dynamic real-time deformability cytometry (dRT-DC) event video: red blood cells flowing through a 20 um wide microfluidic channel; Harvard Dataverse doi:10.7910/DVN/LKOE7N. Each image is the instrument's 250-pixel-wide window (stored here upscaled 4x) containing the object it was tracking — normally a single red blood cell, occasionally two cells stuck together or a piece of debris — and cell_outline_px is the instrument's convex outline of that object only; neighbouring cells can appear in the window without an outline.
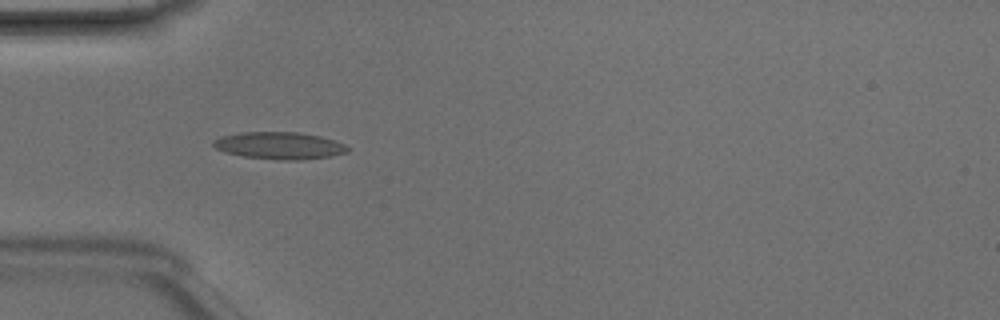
{"species": "Egyptian fruit bat (a non-hibernating species)", "species_latin": "Rousettus aegyptiacus", "temperature_condition": "room temperature", "stored_images_in_passage": 48, "camera_frame_rate_fps": 3000, "um_per_image_px": 0.085, "animal": {"sex": "male"}, "frame": {"image": 1, "passage_image": 15, "time_ms": 4.667, "image_size_px": [1000, 320], "cell_outline_px": [[352, 148], [348, 152], [328, 156], [300, 160], [276, 160], [244, 156], [224, 152], [216, 148], [212, 144], [212, 140], [220, 136], [240, 132], [300, 132], [320, 136], [344, 144]], "centroid_in_image_um": [23.73, 12.37], "position_along_channel_um": 61.3, "area_um2": 21.33}}
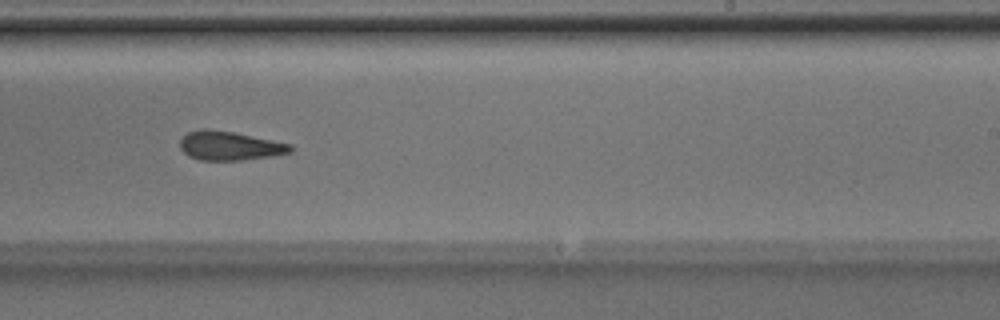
{"frame": {"image": 2, "passage_image": 30, "time_ms": 9.667, "image_size_px": [1000, 320], "cell_outline_px": [[292, 152], [272, 156], [244, 160], [200, 160], [188, 156], [180, 148], [180, 140], [188, 132], [204, 128], [208, 128], [232, 132], [292, 144]], "centroid_in_image_um": [19.51, 12.39], "position_along_channel_um": 269.5, "area_um2": 18.61}}
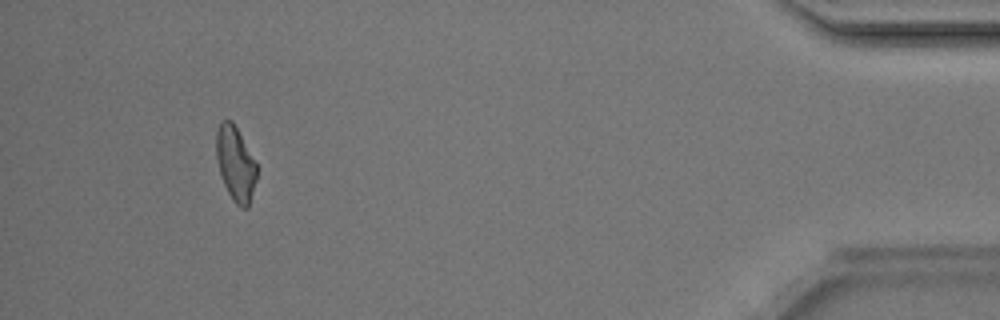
{"frame": {"image": 3, "passage_image": 45, "time_ms": 14.667, "image_size_px": [1000, 320], "cell_outline_px": [[256, 180], [248, 208], [240, 208], [232, 200], [224, 184], [216, 160], [216, 132], [220, 120], [232, 120], [256, 164]], "centroid_in_image_um": [19.99, 13.92], "position_along_channel_um": 415.2, "area_um2": 17.4}, "authors_computed_cell_mechanics": {"area_um2": 19.3052, "velocity_mm_per_s": 4.2128, "shape_relaxation_time_tau1_ms": 7.2329, "shape_relaxation_time_tau2_ms": 2.5845, "deformation_change_tau1": 0.1504, "deformation_change_tau2": 0.1145}}